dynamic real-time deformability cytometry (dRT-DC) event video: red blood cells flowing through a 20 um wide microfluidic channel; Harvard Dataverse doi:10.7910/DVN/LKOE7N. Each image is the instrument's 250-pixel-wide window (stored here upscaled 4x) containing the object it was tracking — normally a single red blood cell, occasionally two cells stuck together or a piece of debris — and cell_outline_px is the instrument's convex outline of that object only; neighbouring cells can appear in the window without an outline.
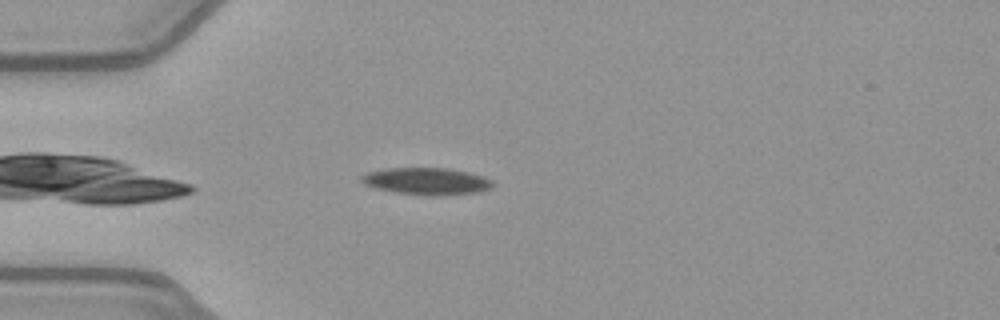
{"species": "common noctule bat (a hibernating species)", "species_latin": "Nyctalus noctula", "temperature_condition": "warm", "stored_images_in_passage": 42, "camera_frame_rate_fps": 3000, "um_per_image_px": 0.085, "animal": {"sex": "female", "body_mass_g": 21.9}, "frame": {"image": 1, "passage_image": 4, "time_ms": 1.0, "image_size_px": [1000, 320], "cell_outline_px": [[496, 184], [492, 188], [476, 192], [440, 196], [428, 196], [392, 192], [376, 188], [364, 184], [360, 180], [360, 176], [368, 172], [388, 168], [448, 168], [468, 172], [484, 176], [492, 180]], "centroid_in_image_um": [36.28, 15.41], "position_along_channel_um": 48.7, "area_um2": 20.92}}
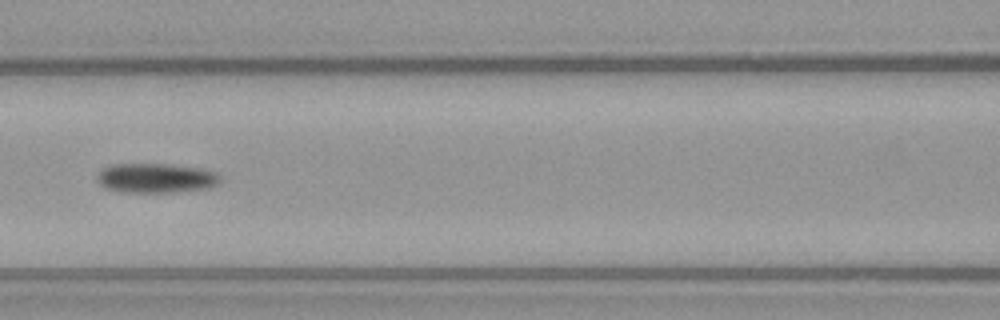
{"frame": {"image": 2, "passage_image": 13, "time_ms": 4.0, "image_size_px": [1000, 320], "cell_outline_px": [[220, 180], [216, 184], [208, 188], [172, 192], [120, 192], [104, 188], [96, 180], [96, 176], [108, 164], [168, 164], [200, 168], [216, 172], [220, 176]], "centroid_in_image_um": [13.21, 15.13], "position_along_channel_um": 153.4, "area_um2": 21.27}}
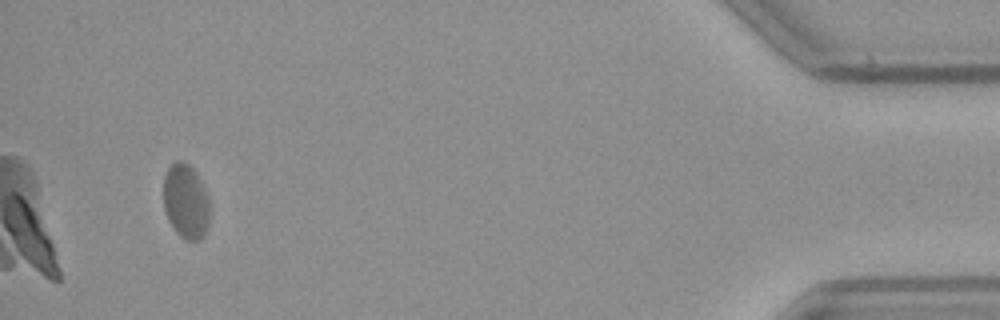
{"frame": {"image": 3, "passage_image": 39, "time_ms": 12.667, "image_size_px": [1000, 320], "cell_outline_px": [[212, 212], [204, 236], [200, 240], [184, 240], [176, 232], [168, 220], [164, 208], [164, 176], [168, 168], [176, 160], [184, 160], [196, 172], [208, 192], [212, 208]], "centroid_in_image_um": [15.85, 17.12], "position_along_channel_um": 419.4, "area_um2": 20.81}}